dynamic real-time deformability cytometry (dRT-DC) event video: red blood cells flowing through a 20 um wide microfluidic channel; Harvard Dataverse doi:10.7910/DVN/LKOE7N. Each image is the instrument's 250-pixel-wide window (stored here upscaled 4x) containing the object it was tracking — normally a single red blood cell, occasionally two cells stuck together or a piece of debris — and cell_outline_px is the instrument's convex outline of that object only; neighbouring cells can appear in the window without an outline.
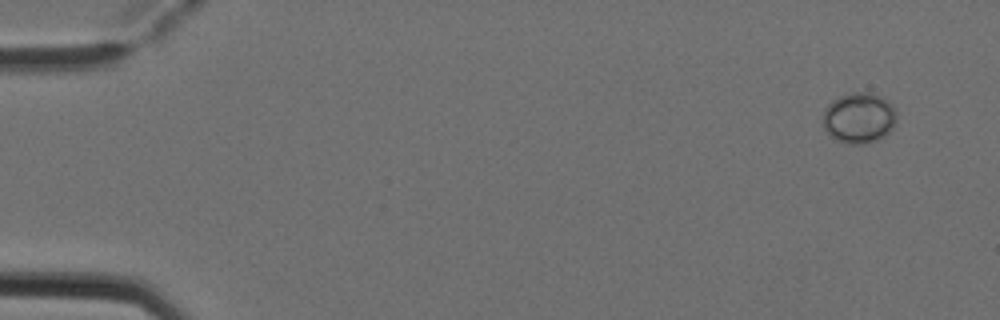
{"species": "Egyptian fruit bat (a non-hibernating species)", "species_latin": "Rousettus aegyptiacus", "temperature_condition": "cold", "stored_images_in_passage": 4, "camera_frame_rate_fps": 3000, "um_per_image_px": 0.085, "animal": {"sex": "female"}, "frame": {"image": 1, "passage_image": 1, "time_ms": 0.0, "image_size_px": [1000, 320], "cell_outline_px": [[896, 120], [892, 128], [884, 136], [876, 140], [864, 144], [848, 144], [836, 140], [824, 128], [824, 108], [832, 100], [848, 92], [868, 92], [880, 96], [888, 100], [896, 108]], "centroid_in_image_um": [73.03, 10.0], "position_along_channel_um": 12.0, "area_um2": 21.85}}
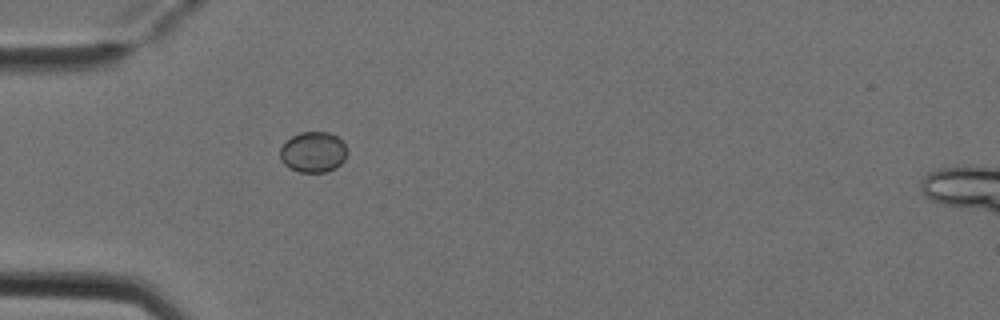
{"frame": {"image": 2, "passage_image": 4, "time_ms": 1.0, "image_size_px": [1000, 320], "cell_outline_px": [[348, 152], [344, 160], [336, 168], [324, 172], [300, 172], [288, 168], [280, 160], [280, 148], [292, 136], [300, 132], [328, 132], [336, 136], [344, 144]], "centroid_in_image_um": [26.61, 12.94], "position_along_channel_um": 58.4, "area_um2": 15.9}}